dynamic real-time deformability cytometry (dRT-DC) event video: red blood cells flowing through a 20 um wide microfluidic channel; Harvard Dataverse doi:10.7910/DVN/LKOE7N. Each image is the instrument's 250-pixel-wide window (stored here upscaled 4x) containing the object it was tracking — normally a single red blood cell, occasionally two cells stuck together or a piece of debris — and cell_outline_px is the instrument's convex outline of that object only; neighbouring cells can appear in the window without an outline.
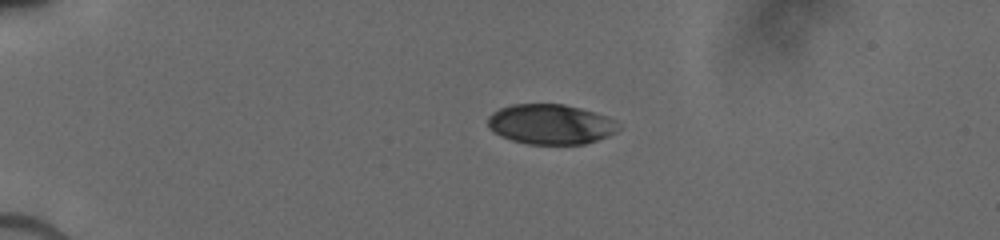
{"species": "human", "species_latin": "Homo sapiens", "temperature_condition": "cold", "stored_images_in_passage": 20, "camera_frame_rate_fps": 3000, "um_per_image_px": 0.085, "donor": {"sex": "male"}, "frame": {"image": 1, "passage_image": 1, "time_ms": 0.0, "image_size_px": [1000, 240], "cell_outline_px": [[620, 128], [616, 132], [608, 136], [584, 144], [528, 144], [512, 140], [500, 136], [492, 132], [488, 128], [488, 116], [492, 112], [500, 108], [512, 104], [564, 104], [580, 108], [608, 116], [616, 120], [620, 124]], "centroid_in_image_um": [46.8, 10.56], "position_along_channel_um": 38.2, "area_um2": 30.75}}
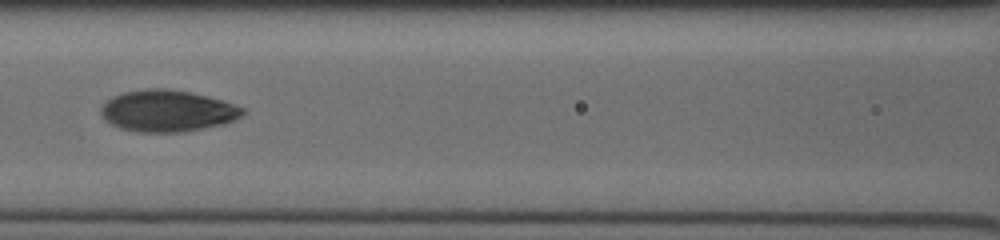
{"frame": {"image": 2, "passage_image": 12, "time_ms": 4.333, "image_size_px": [1000, 240], "cell_outline_px": [[244, 112], [240, 116], [224, 124], [184, 132], [136, 132], [120, 128], [104, 120], [100, 112], [100, 108], [112, 96], [120, 92], [148, 88], [164, 88], [188, 92], [220, 100], [244, 108]], "centroid_in_image_um": [14.16, 9.43], "position_along_channel_um": 152.4, "area_um2": 34.16}}
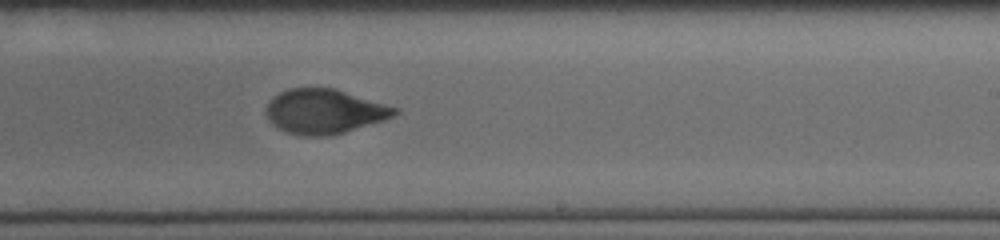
{"frame": {"image": 3, "passage_image": 20, "time_ms": 7.0, "image_size_px": [1000, 240], "cell_outline_px": [[400, 112], [384, 120], [332, 136], [304, 136], [288, 132], [272, 124], [268, 120], [268, 104], [272, 96], [288, 88], [336, 88], [400, 108]], "centroid_in_image_um": [27.62, 9.46], "position_along_channel_um": 261.4, "area_um2": 33.47}}